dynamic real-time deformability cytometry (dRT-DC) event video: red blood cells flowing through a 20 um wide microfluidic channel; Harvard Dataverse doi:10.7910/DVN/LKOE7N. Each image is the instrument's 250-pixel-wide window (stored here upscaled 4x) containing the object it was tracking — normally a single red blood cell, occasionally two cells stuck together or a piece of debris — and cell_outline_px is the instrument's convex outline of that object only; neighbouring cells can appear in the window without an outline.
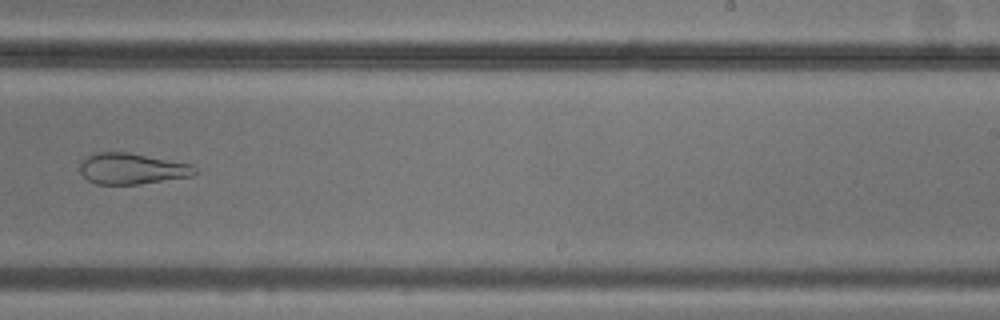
{"species": "common noctule bat (a hibernating species)", "species_latin": "Nyctalus noctula", "temperature_condition": "cold", "stored_images_in_passage": 9, "camera_frame_rate_fps": 3000, "um_per_image_px": 0.085, "animal": {"sex": "male", "body_mass_g": 20.5, "forearm_length_mm": 52.5}, "frame": {"image": 1, "passage_image": 9, "time_ms": 10.333, "image_size_px": [1000, 320], "cell_outline_px": [[196, 172], [192, 176], [140, 184], [96, 184], [88, 180], [80, 172], [80, 160], [96, 152], [128, 152], [192, 164], [196, 168]], "centroid_in_image_um": [11.2, 14.33], "position_along_channel_um": 277.8, "area_um2": 20.81}}